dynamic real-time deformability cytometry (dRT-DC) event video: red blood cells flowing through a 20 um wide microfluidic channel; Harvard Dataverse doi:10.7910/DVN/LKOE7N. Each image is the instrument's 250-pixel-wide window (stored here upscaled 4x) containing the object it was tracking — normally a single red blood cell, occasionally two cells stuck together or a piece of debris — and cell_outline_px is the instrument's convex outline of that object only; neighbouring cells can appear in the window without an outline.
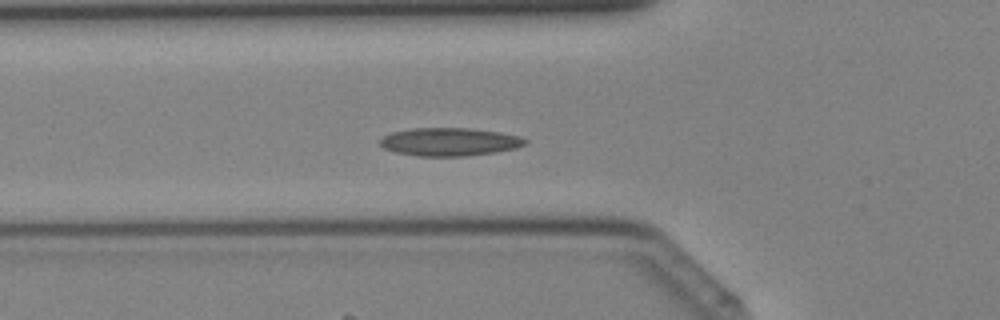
{"species": "Egyptian fruit bat (a non-hibernating species)", "species_latin": "Rousettus aegyptiacus", "temperature_condition": "cold", "stored_images_in_passage": 32, "camera_frame_rate_fps": 3000, "um_per_image_px": 0.085, "animal": {"sex": "female"}, "frame": {"image": 1, "passage_image": 8, "time_ms": 2.333, "image_size_px": [1000, 320], "cell_outline_px": [[528, 140], [524, 144], [516, 148], [492, 152], [464, 156], [416, 156], [396, 152], [384, 148], [380, 144], [380, 140], [384, 136], [392, 132], [412, 128], [472, 128], [500, 132], [520, 136]], "centroid_in_image_um": [38.2, 12.05], "position_along_channel_um": 87.6, "area_um2": 23.64}}
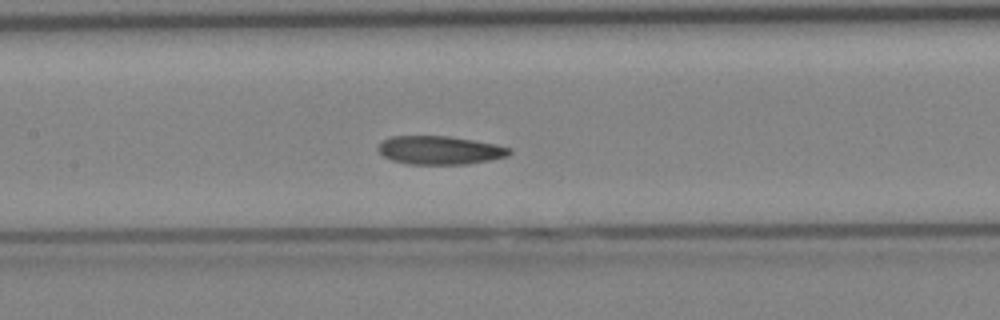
{"frame": {"image": 2, "passage_image": 13, "time_ms": 4.0, "image_size_px": [1000, 320], "cell_outline_px": [[512, 152], [508, 156], [468, 164], [408, 164], [392, 160], [384, 156], [376, 148], [384, 140], [392, 136], [448, 136], [496, 144], [512, 148]], "centroid_in_image_um": [37.4, 12.77], "position_along_channel_um": 170.0, "area_um2": 21.68}}
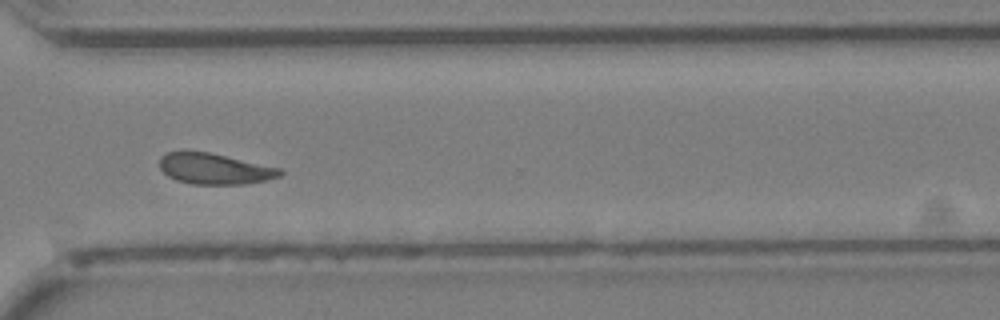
{"frame": {"image": 3, "passage_image": 24, "time_ms": 7.667, "image_size_px": [1000, 320], "cell_outline_px": [[284, 172], [280, 176], [264, 180], [244, 184], [192, 184], [176, 180], [168, 176], [160, 168], [160, 156], [168, 152], [184, 148], [208, 152], [280, 168]], "centroid_in_image_um": [18.16, 14.31], "position_along_channel_um": 352.4, "area_um2": 21.91}}